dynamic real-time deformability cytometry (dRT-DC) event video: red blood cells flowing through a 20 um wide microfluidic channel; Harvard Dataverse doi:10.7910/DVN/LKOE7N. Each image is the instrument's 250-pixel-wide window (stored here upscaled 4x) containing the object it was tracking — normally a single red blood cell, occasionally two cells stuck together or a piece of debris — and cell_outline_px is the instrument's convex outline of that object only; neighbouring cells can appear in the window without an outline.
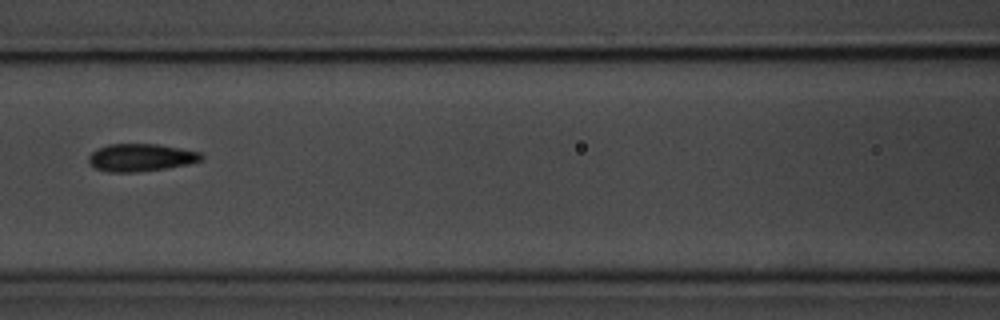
{"species": "common noctule bat (a hibernating species)", "species_latin": "Nyctalus noctula", "temperature_condition": "room temperature", "stored_images_in_passage": 6, "camera_frame_rate_fps": 3000, "um_per_image_px": 0.085, "animal": {"sex": "male", "body_mass_g": 20.1, "forearm_length_mm": 53.5}, "frame": {"image": 1, "passage_image": 3, "time_ms": 2.333, "image_size_px": [1000, 320], "cell_outline_px": [[204, 156], [200, 160], [188, 164], [164, 168], [136, 172], [108, 172], [96, 168], [88, 164], [88, 156], [92, 152], [108, 144], [160, 144], [200, 152]], "centroid_in_image_um": [11.95, 13.39], "position_along_channel_um": 154.7, "area_um2": 18.03}}
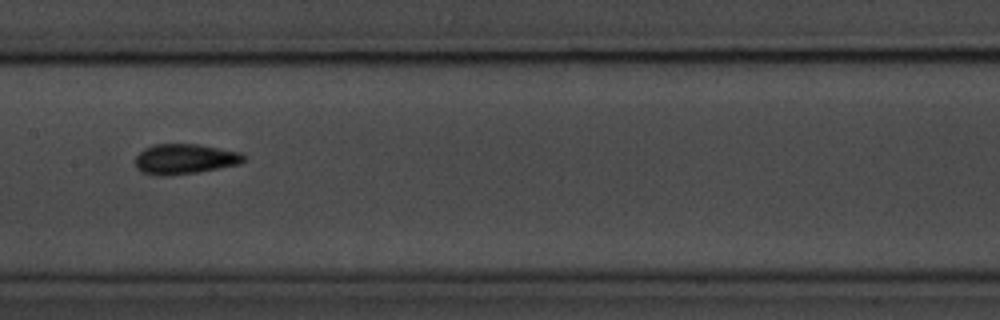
{"frame": {"image": 2, "passage_image": 4, "time_ms": 3.333, "image_size_px": [1000, 320], "cell_outline_px": [[244, 160], [240, 164], [196, 172], [164, 176], [156, 176], [140, 172], [136, 168], [136, 156], [144, 148], [156, 144], [196, 144], [240, 152], [244, 156]], "centroid_in_image_um": [15.66, 13.52], "position_along_channel_um": 191.7, "area_um2": 18.96}}
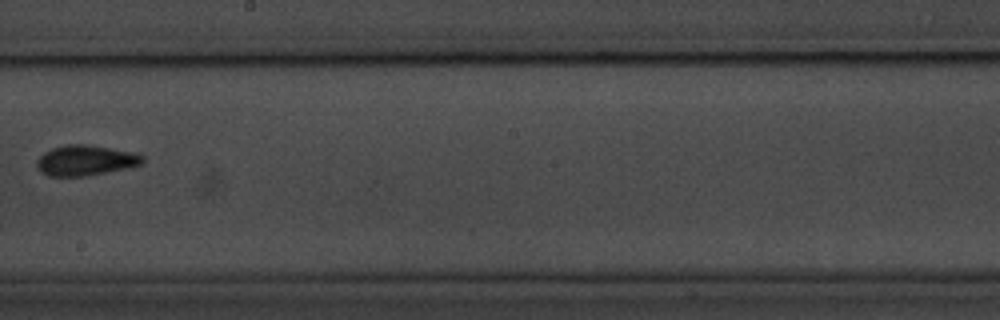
{"frame": {"image": 3, "passage_image": 5, "time_ms": 4.667, "image_size_px": [1000, 320], "cell_outline_px": [[144, 160], [140, 164], [132, 168], [84, 176], [48, 176], [40, 172], [36, 164], [36, 160], [44, 152], [52, 148], [68, 144], [88, 144], [136, 152], [144, 156]], "centroid_in_image_um": [7.29, 13.63], "position_along_channel_um": 240.9, "area_um2": 19.02}}